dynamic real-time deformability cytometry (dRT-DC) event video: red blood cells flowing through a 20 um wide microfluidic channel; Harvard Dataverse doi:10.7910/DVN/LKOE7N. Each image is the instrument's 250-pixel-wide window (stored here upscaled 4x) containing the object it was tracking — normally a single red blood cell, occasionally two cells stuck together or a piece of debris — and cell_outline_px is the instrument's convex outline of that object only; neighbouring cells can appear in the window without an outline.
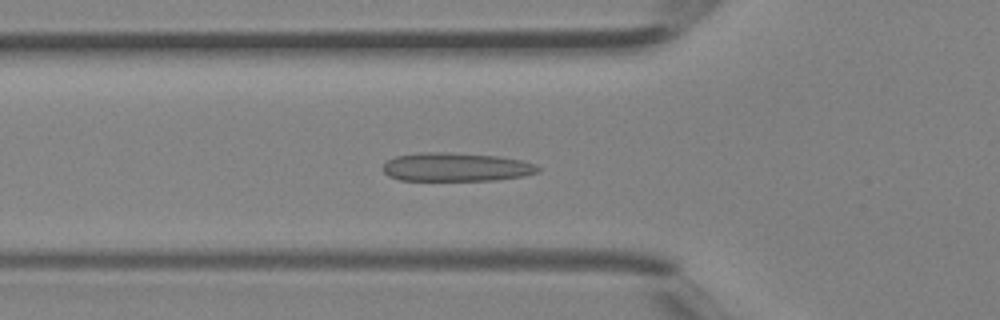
{"species": "Egyptian fruit bat (a non-hibernating species)", "species_latin": "Rousettus aegyptiacus", "temperature_condition": "room temperature", "stored_images_in_passage": 32, "camera_frame_rate_fps": 3000, "um_per_image_px": 0.085, "animal": {"sex": "female"}, "frame": {"image": 1, "passage_image": 9, "time_ms": 2.667, "image_size_px": [1000, 320], "cell_outline_px": [[540, 172], [524, 176], [496, 180], [400, 180], [388, 176], [380, 168], [388, 160], [396, 156], [420, 152], [448, 152], [496, 156], [520, 160], [536, 164], [540, 168]], "centroid_in_image_um": [38.76, 14.2], "position_along_channel_um": 87.0, "area_um2": 25.95}}
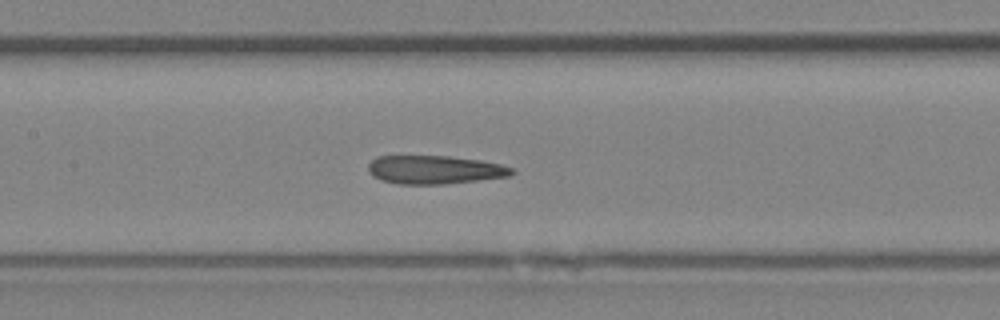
{"frame": {"image": 2, "passage_image": 14, "time_ms": 4.333, "image_size_px": [1000, 320], "cell_outline_px": [[516, 172], [508, 176], [444, 184], [400, 184], [380, 180], [372, 176], [368, 172], [368, 164], [376, 156], [448, 156], [480, 160], [500, 164], [516, 168]], "centroid_in_image_um": [36.93, 14.42], "position_along_channel_um": 170.5, "area_um2": 23.87}}
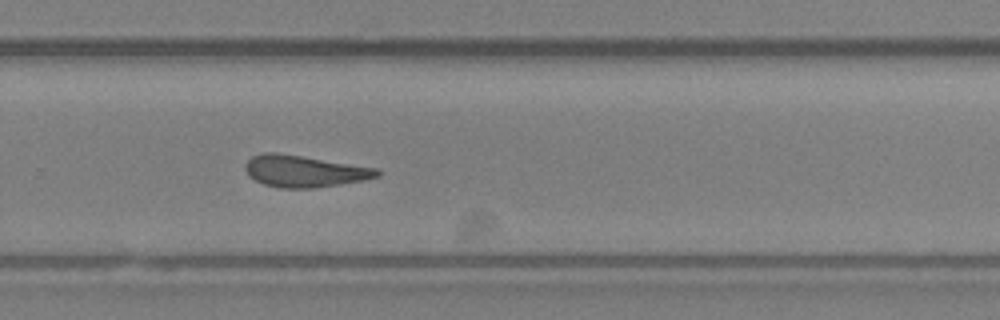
{"frame": {"image": 3, "passage_image": 22, "time_ms": 7.0, "image_size_px": [1000, 320], "cell_outline_px": [[380, 176], [364, 180], [316, 188], [280, 188], [264, 184], [248, 176], [244, 168], [244, 164], [252, 156], [264, 152], [276, 152], [376, 168], [380, 172]], "centroid_in_image_um": [25.83, 14.55], "position_along_channel_um": 304.0, "area_um2": 24.28}}